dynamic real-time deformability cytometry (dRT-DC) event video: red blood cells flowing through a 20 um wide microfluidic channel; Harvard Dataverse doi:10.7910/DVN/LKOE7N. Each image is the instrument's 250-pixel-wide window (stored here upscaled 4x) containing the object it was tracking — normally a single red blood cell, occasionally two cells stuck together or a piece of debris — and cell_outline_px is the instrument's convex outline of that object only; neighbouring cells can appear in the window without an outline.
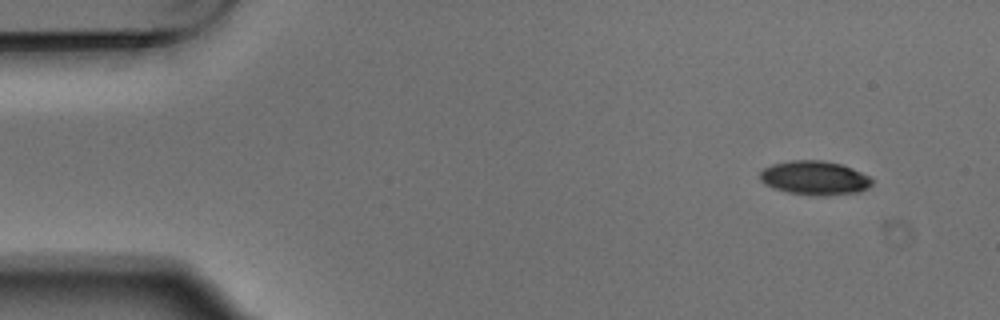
{"species": "Egyptian fruit bat (a non-hibernating species)", "species_latin": "Rousettus aegyptiacus", "temperature_condition": "warm", "stored_images_in_passage": 4, "camera_frame_rate_fps": 3000, "um_per_image_px": 0.085, "animal": {"sex": "male"}, "frame": {"image": 1, "passage_image": 1, "time_ms": 0.0, "image_size_px": [1000, 320], "cell_outline_px": [[872, 184], [868, 188], [860, 192], [824, 196], [808, 196], [788, 192], [772, 188], [764, 184], [760, 180], [760, 172], [764, 168], [772, 164], [788, 160], [820, 160], [840, 164], [852, 168], [868, 176], [872, 180]], "centroid_in_image_um": [69.22, 15.14], "position_along_channel_um": 15.8, "area_um2": 22.43}}
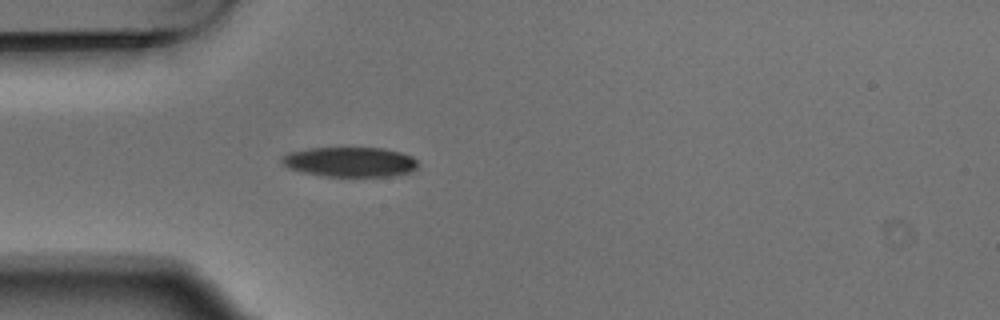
{"frame": {"image": 2, "passage_image": 4, "time_ms": 1.0, "image_size_px": [1000, 320], "cell_outline_px": [[420, 164], [412, 172], [388, 176], [320, 176], [288, 168], [280, 164], [280, 156], [288, 152], [308, 148], [384, 148], [400, 152], [412, 156]], "centroid_in_image_um": [29.71, 13.76], "position_along_channel_um": 55.3, "area_um2": 23.93}}